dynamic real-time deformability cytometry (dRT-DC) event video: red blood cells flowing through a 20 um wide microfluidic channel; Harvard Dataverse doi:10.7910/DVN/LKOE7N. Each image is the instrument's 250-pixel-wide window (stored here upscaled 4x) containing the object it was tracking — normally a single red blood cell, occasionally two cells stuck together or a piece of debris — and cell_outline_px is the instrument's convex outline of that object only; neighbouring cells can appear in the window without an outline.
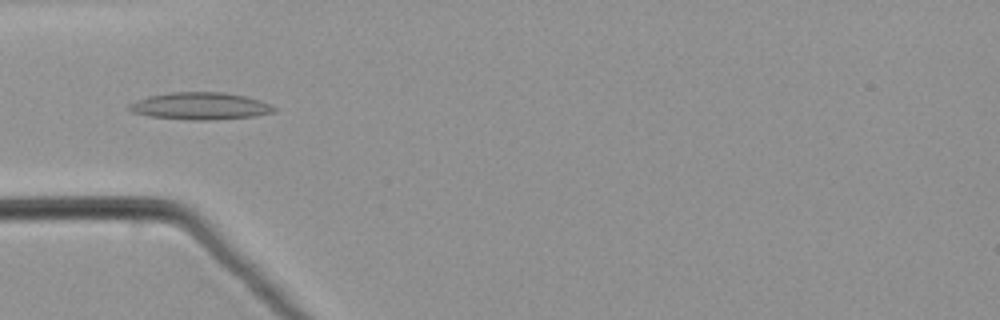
{"species": "common noctule bat (a hibernating species)", "species_latin": "Nyctalus noctula", "temperature_condition": "warm", "stored_images_in_passage": 37, "camera_frame_rate_fps": 3000, "um_per_image_px": 0.085, "animal": {"sex": "male", "body_mass_g": 21.5, "forearm_length_mm": 52.0}, "frame": {"image": 1, "passage_image": 1, "time_ms": 0.0, "image_size_px": [1000, 320], "cell_outline_px": [[280, 108], [272, 112], [252, 116], [216, 120], [188, 120], [148, 116], [132, 112], [128, 108], [128, 104], [136, 100], [148, 96], [168, 92], [224, 92], [244, 96], [260, 100]], "centroid_in_image_um": [17.0, 9.01], "position_along_channel_um": 68.0, "area_um2": 23.12}}
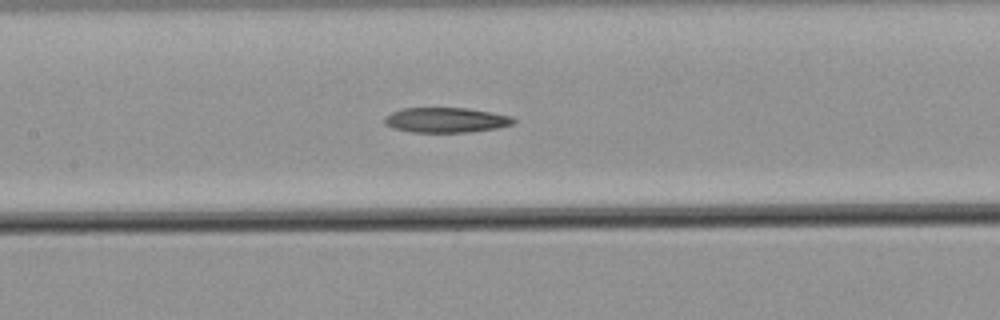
{"frame": {"image": 2, "passage_image": 9, "time_ms": 2.667, "image_size_px": [1000, 320], "cell_outline_px": [[516, 120], [512, 124], [496, 128], [468, 132], [412, 132], [392, 128], [384, 124], [384, 116], [400, 108], [468, 108], [512, 116]], "centroid_in_image_um": [37.86, 10.2], "position_along_channel_um": 169.5, "area_um2": 18.84}}
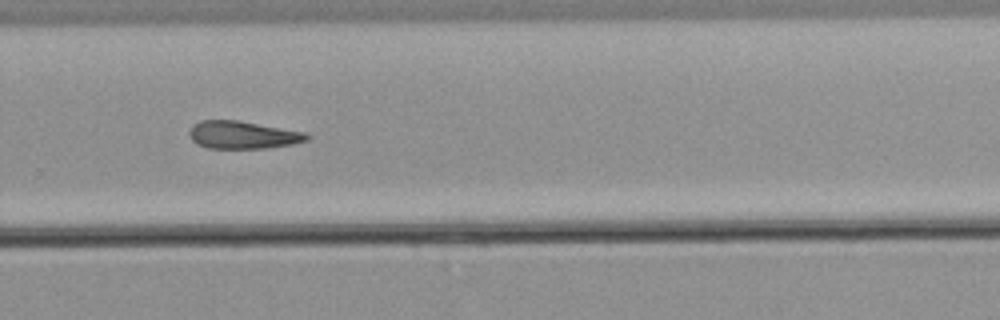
{"frame": {"image": 3, "passage_image": 20, "time_ms": 6.333, "image_size_px": [1000, 320], "cell_outline_px": [[312, 136], [308, 140], [292, 144], [268, 148], [208, 148], [196, 144], [192, 140], [188, 132], [192, 124], [200, 120], [236, 120], [304, 132]], "centroid_in_image_um": [20.6, 11.47], "position_along_channel_um": 309.2, "area_um2": 18.96}}